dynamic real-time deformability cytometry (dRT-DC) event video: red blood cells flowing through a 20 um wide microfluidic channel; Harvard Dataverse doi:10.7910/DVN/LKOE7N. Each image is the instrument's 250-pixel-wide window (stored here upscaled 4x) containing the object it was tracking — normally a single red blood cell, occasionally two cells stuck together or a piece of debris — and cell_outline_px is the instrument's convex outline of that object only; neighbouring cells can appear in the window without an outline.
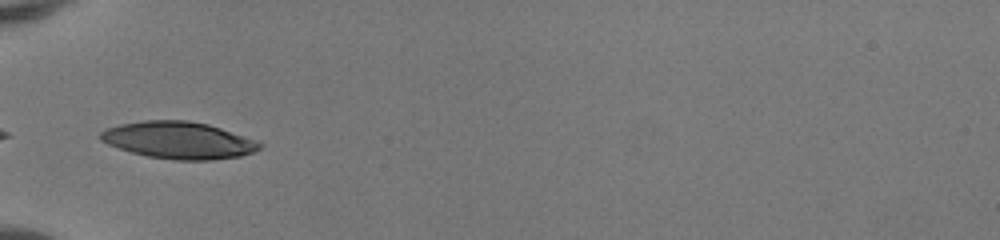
{"species": "human", "species_latin": "Homo sapiens", "temperature_condition": "room temperature", "stored_images_in_passage": 32, "camera_frame_rate_fps": 3000, "um_per_image_px": 0.085, "donor": {"sex": "female"}, "frame": {"image": 1, "passage_image": 1, "time_ms": 0.0, "image_size_px": [1000, 240], "cell_outline_px": [[264, 144], [260, 148], [252, 152], [240, 156], [212, 160], [176, 160], [148, 156], [132, 152], [108, 144], [100, 140], [100, 132], [104, 128], [120, 124], [144, 120], [188, 120], [208, 124], [220, 128]], "centroid_in_image_um": [15.14, 11.91], "position_along_channel_um": 69.9, "area_um2": 34.04}}
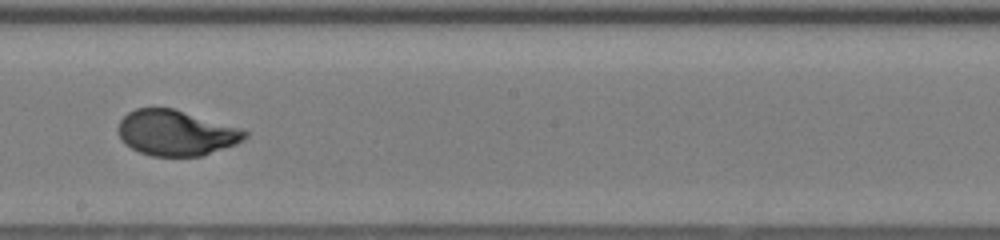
{"frame": {"image": 2, "passage_image": 13, "time_ms": 4.0, "image_size_px": [1000, 240], "cell_outline_px": [[248, 136], [244, 140], [236, 144], [204, 156], [152, 156], [140, 152], [132, 148], [120, 136], [116, 128], [120, 120], [128, 112], [136, 108], [172, 108], [244, 128], [248, 132]], "centroid_in_image_um": [15.02, 11.29], "position_along_channel_um": 233.2, "area_um2": 33.76}}
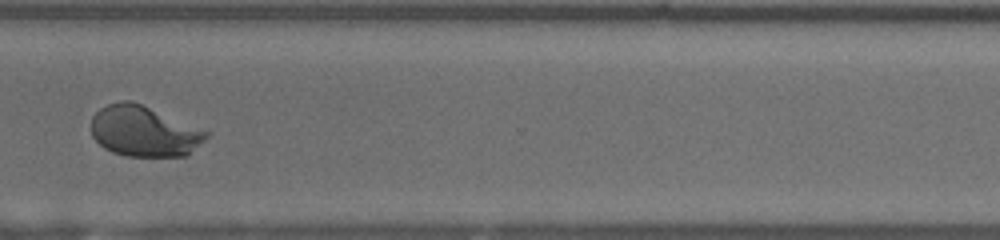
{"frame": {"image": 3, "passage_image": 22, "time_ms": 7.0, "image_size_px": [1000, 240], "cell_outline_px": [[212, 132], [188, 156], [124, 156], [112, 152], [104, 148], [92, 136], [92, 116], [100, 108], [108, 104], [120, 100], [128, 100], [140, 104]], "centroid_in_image_um": [12.25, 11.17], "position_along_channel_um": 358.3, "area_um2": 33.99}, "authors_computed_cell_mechanics": {"area_um2": 34.3621, "velocity_mm_per_s": 4.1699, "shape_relaxation_time_tau1_ms": 3.3448, "shape_relaxation_time_tau2_ms": null, "deformation_change_tau1": 0.193, "deformation_change_tau2": null}}